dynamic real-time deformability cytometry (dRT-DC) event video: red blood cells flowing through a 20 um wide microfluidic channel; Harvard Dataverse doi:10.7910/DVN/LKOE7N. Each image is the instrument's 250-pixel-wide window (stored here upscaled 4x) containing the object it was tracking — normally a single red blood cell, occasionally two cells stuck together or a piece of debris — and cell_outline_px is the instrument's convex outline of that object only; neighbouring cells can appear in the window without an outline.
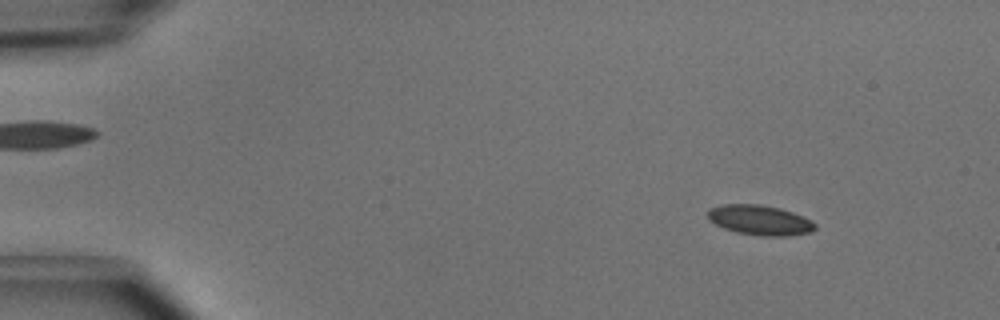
{"species": "common noctule bat (a hibernating species)", "species_latin": "Nyctalus noctula", "temperature_condition": "cold", "stored_images_in_passage": 4, "camera_frame_rate_fps": 3000, "um_per_image_px": 0.085, "animal": {"sex": "male", "body_mass_g": 15.6}, "frame": {"image": 1, "passage_image": 1, "time_ms": 0.0, "image_size_px": [1000, 320], "cell_outline_px": [[816, 228], [812, 232], [788, 236], [764, 236], [736, 232], [724, 228], [708, 220], [708, 208], [724, 204], [760, 204], [780, 208], [792, 212], [812, 220], [816, 224]], "centroid_in_image_um": [64.6, 18.71], "position_along_channel_um": 20.4, "area_um2": 18.84}}
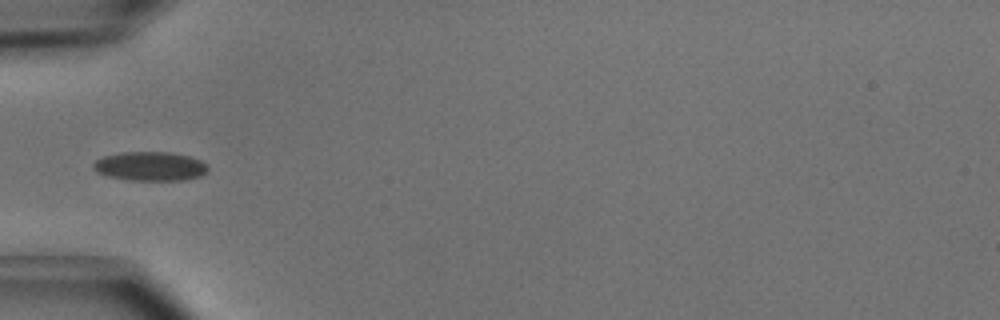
{"frame": {"image": 2, "passage_image": 4, "time_ms": 1.0, "image_size_px": [1000, 320], "cell_outline_px": [[208, 172], [200, 176], [184, 180], [128, 180], [108, 176], [96, 172], [92, 168], [92, 164], [96, 160], [104, 156], [120, 152], [168, 152], [188, 156], [200, 160], [208, 164]], "centroid_in_image_um": [12.76, 14.13], "position_along_channel_um": 72.2, "area_um2": 19.54}}